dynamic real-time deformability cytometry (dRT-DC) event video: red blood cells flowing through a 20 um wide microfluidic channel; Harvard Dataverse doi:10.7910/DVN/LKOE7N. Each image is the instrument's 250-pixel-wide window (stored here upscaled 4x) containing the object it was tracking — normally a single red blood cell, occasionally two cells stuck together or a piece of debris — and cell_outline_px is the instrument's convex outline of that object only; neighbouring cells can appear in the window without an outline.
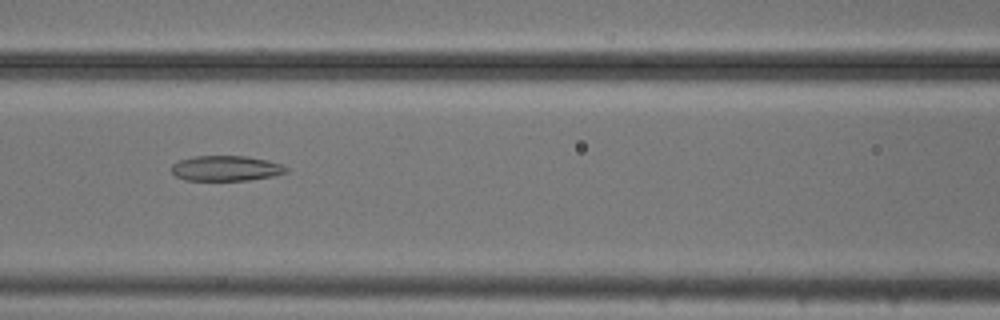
{"species": "common noctule bat (a hibernating species)", "species_latin": "Nyctalus noctula", "temperature_condition": "cold", "stored_images_in_passage": 55, "camera_frame_rate_fps": 3000, "um_per_image_px": 0.085, "animal": {"sex": "male", "body_mass_g": 20.5, "forearm_length_mm": 52.5}, "frame": {"image": 1, "passage_image": 24, "time_ms": 7.667, "image_size_px": [1000, 320], "cell_outline_px": [[288, 172], [272, 176], [248, 180], [184, 180], [176, 176], [172, 172], [172, 164], [180, 160], [192, 156], [248, 156], [268, 160], [280, 164], [288, 168]], "centroid_in_image_um": [19.21, 14.3], "position_along_channel_um": 147.4, "area_um2": 16.88}}
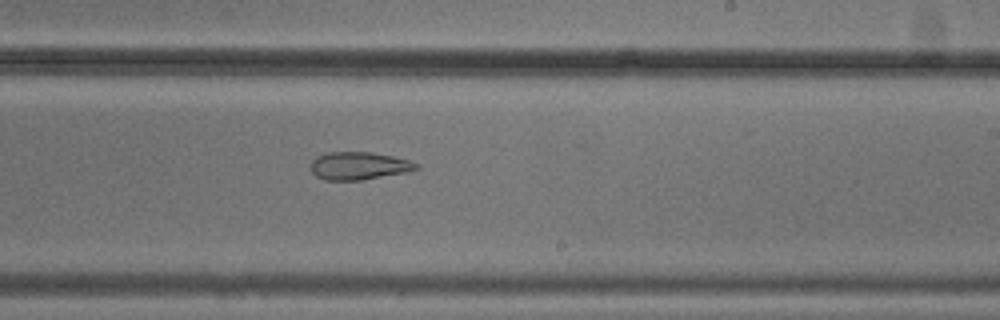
{"frame": {"image": 2, "passage_image": 33, "time_ms": 10.667, "image_size_px": [1000, 320], "cell_outline_px": [[420, 168], [404, 172], [360, 180], [324, 180], [316, 176], [312, 172], [312, 160], [316, 156], [328, 152], [372, 152], [392, 156], [408, 160], [420, 164]], "centroid_in_image_um": [30.49, 14.08], "position_along_channel_um": 258.5, "area_um2": 16.94}}
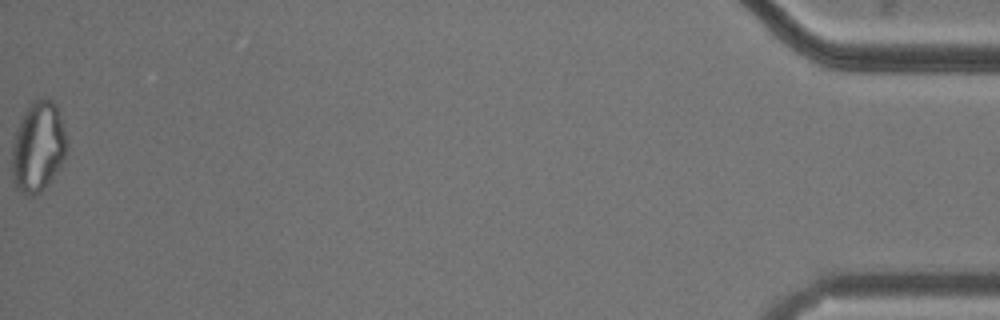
{"frame": {"image": 3, "passage_image": 55, "time_ms": 18.0, "image_size_px": [1000, 320], "cell_outline_px": [[68, 140], [64, 156], [60, 164], [44, 188], [40, 192], [32, 196], [16, 188], [12, 176], [12, 148], [16, 132], [28, 108], [36, 100], [52, 100], [56, 104]], "centroid_in_image_um": [3.24, 12.5], "position_along_channel_um": 432.0, "area_um2": 27.86}, "authors_computed_cell_mechanics": {"area_um2": 23.409, "velocity_mm_per_s": 3.7026, "shape_relaxation_time_tau1_ms": null, "shape_relaxation_time_tau2_ms": 3.5352, "deformation_change_tau1": null, "deformation_change_tau2": 0.1029}}